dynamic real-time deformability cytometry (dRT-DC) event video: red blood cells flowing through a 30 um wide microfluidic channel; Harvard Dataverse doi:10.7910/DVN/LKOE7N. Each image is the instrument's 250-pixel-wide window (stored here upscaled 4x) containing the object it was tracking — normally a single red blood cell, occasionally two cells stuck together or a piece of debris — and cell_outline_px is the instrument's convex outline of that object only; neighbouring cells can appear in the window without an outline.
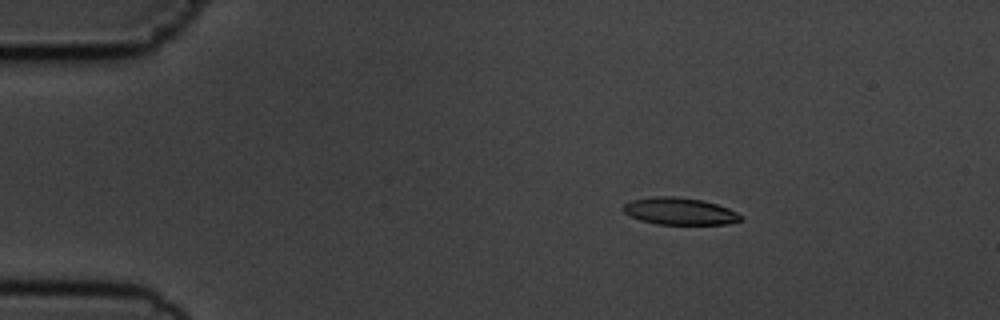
{"species": "common noctule bat (a hibernating species)", "species_latin": "Nyctalus noctula", "temperature_condition": "cold", "stored_images_in_passage": 5, "camera_frame_rate_fps": 3000, "um_per_image_px": 0.085, "animal": {"sex": "male", "body_mass_g": 19.5, "forearm_length_mm": 54.6}, "frame": {"image": 1, "passage_image": 3, "time_ms": 2.333, "image_size_px": [1000, 320], "cell_outline_px": [[744, 220], [728, 224], [656, 224], [640, 220], [624, 212], [620, 208], [624, 204], [632, 200], [652, 196], [676, 196], [700, 200], [716, 204], [728, 208], [744, 216]], "centroid_in_image_um": [57.78, 17.95], "position_along_channel_um": 27.2, "area_um2": 18.61}}
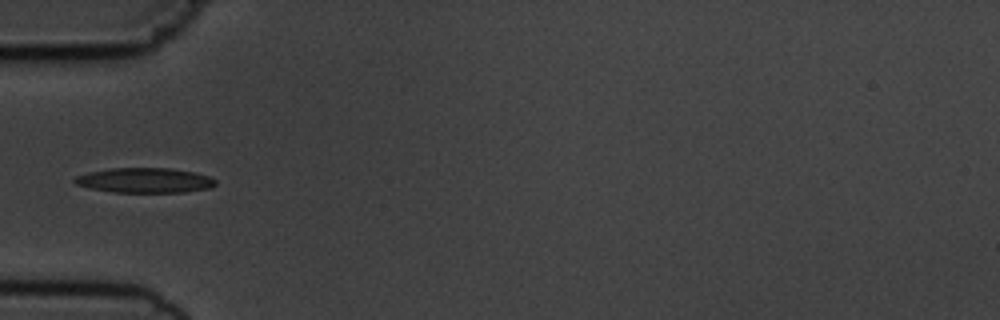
{"frame": {"image": 2, "passage_image": 5, "time_ms": 5.333, "image_size_px": [1000, 320], "cell_outline_px": [[216, 184], [212, 188], [184, 192], [112, 192], [92, 188], [76, 184], [72, 180], [76, 176], [88, 172], [112, 168], [172, 168], [196, 172], [208, 176], [216, 180]], "centroid_in_image_um": [12.34, 15.32], "position_along_channel_um": 72.7, "area_um2": 20.52}}